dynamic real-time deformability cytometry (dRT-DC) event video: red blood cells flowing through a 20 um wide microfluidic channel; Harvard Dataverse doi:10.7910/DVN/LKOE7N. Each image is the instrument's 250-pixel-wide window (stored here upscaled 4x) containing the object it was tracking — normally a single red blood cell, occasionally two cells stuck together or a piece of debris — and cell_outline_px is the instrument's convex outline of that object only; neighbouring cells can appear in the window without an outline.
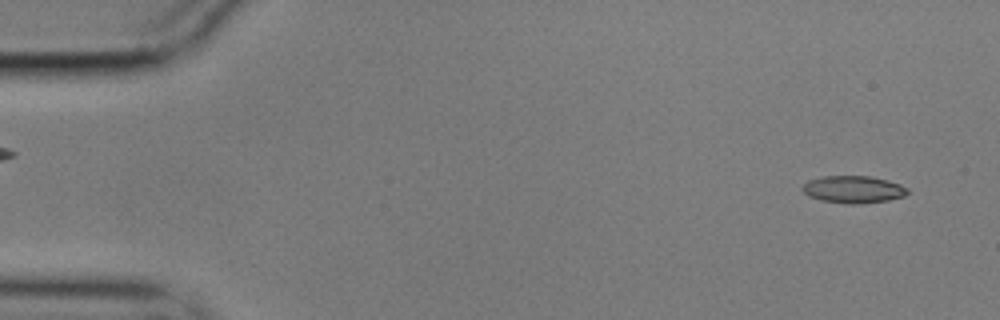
{"species": "common noctule bat (a hibernating species)", "species_latin": "Nyctalus noctula", "temperature_condition": "cold", "stored_images_in_passage": 56, "camera_frame_rate_fps": 3000, "um_per_image_px": 0.085, "animal": {"sex": "male", "body_mass_g": 17.9}, "frame": {"image": 1, "passage_image": 3, "time_ms": 0.667, "image_size_px": [1000, 320], "cell_outline_px": [[908, 192], [904, 196], [888, 200], [856, 204], [848, 204], [820, 200], [808, 196], [800, 188], [808, 180], [824, 176], [868, 176], [888, 180], [900, 184], [908, 188]], "centroid_in_image_um": [72.51, 16.1], "position_along_channel_um": 12.5, "area_um2": 16.7}}
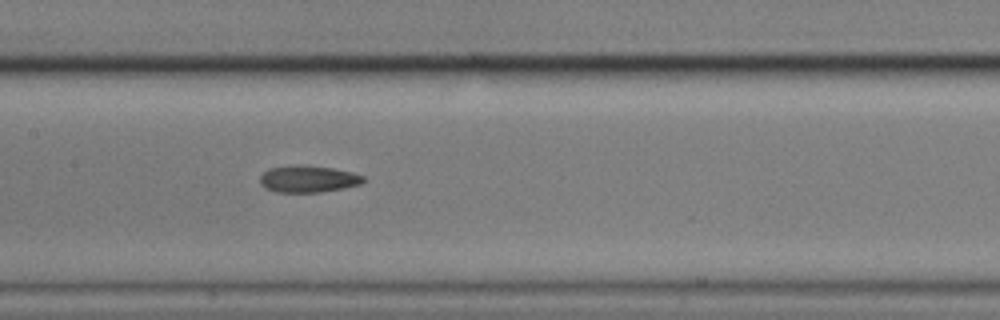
{"frame": {"image": 2, "passage_image": 27, "time_ms": 8.667, "image_size_px": [1000, 320], "cell_outline_px": [[364, 180], [360, 184], [344, 188], [320, 192], [276, 192], [264, 188], [260, 184], [260, 176], [268, 168], [304, 164], [332, 168], [352, 172], [364, 176]], "centroid_in_image_um": [26.17, 15.21], "position_along_channel_um": 181.2, "area_um2": 16.24}}
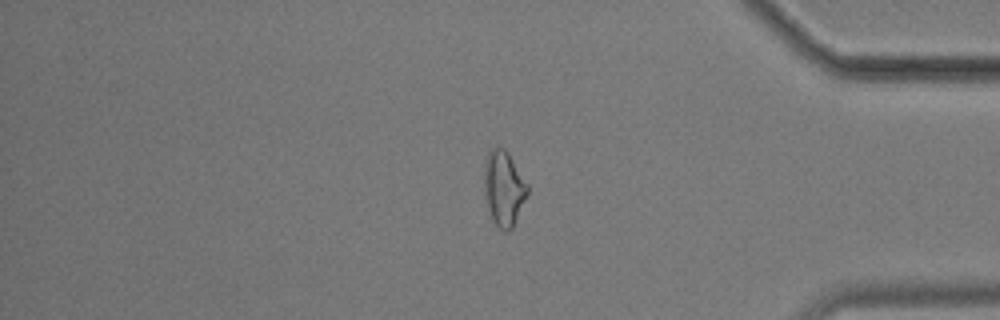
{"frame": {"image": 3, "passage_image": 47, "time_ms": 15.333, "image_size_px": [1000, 320], "cell_outline_px": [[528, 192], [512, 228], [508, 232], [504, 232], [492, 220], [488, 208], [484, 192], [484, 160], [488, 152], [496, 144], [504, 148], [508, 152], [528, 184]], "centroid_in_image_um": [42.8, 15.96], "position_along_channel_um": 392.4, "area_um2": 19.07}, "authors_computed_cell_mechanics": {"area_um2": 16.8487, "velocity_mm_per_s": 3.527, "shape_relaxation_time_tau1_ms": null, "shape_relaxation_time_tau2_ms": 11.2117, "deformation_change_tau1": null, "deformation_change_tau2": 0.195}}